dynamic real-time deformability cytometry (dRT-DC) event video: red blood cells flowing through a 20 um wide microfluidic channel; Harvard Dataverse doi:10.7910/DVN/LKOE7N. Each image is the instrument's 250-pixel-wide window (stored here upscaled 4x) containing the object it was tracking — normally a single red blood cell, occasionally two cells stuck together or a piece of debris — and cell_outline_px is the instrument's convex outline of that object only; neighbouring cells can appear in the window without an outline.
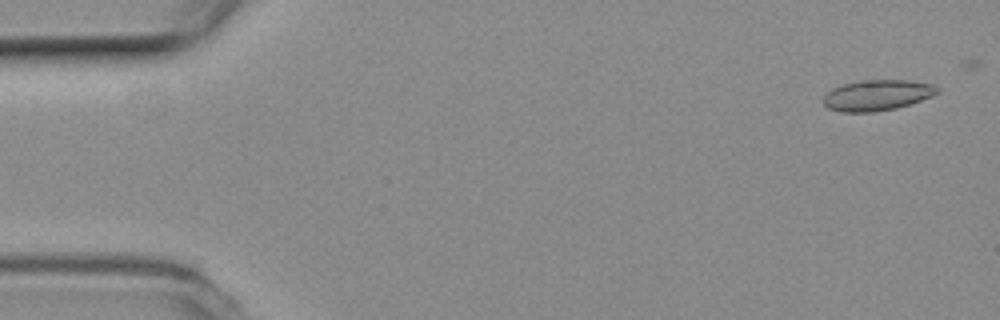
{"species": "common noctule bat (a hibernating species)", "species_latin": "Nyctalus noctula", "temperature_condition": "room temperature", "stored_images_in_passage": 49, "camera_frame_rate_fps": 3000, "um_per_image_px": 0.085, "animal": {"sex": "female", "body_mass_g": 19.3, "forearm_length_mm": 54.1}, "frame": {"image": 1, "passage_image": 1, "time_ms": 0.0, "image_size_px": [1000, 320], "cell_outline_px": [[936, 92], [932, 96], [896, 108], [872, 112], [840, 112], [828, 108], [824, 104], [824, 96], [832, 88], [844, 84], [860, 80], [908, 80], [932, 84], [936, 88]], "centroid_in_image_um": [74.5, 8.09], "position_along_channel_um": 10.5, "area_um2": 20.11}}
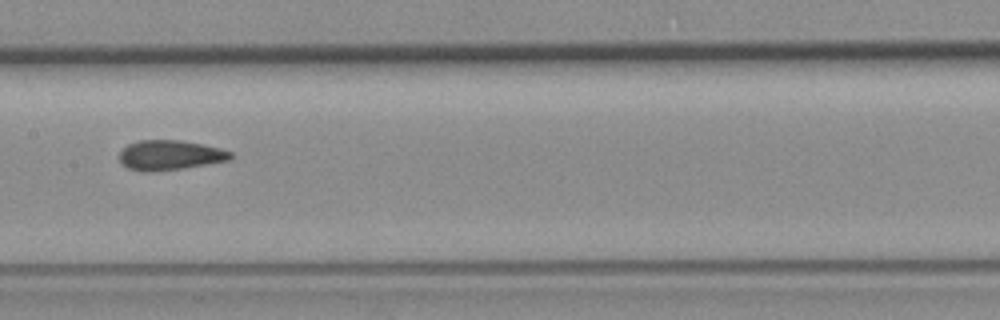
{"frame": {"image": 2, "passage_image": 25, "time_ms": 8.0, "image_size_px": [1000, 320], "cell_outline_px": [[236, 156], [228, 160], [156, 172], [144, 172], [128, 168], [120, 160], [120, 152], [128, 144], [140, 140], [180, 140], [220, 148], [232, 152]], "centroid_in_image_um": [14.45, 13.18], "position_along_channel_um": 193.0, "area_um2": 19.13}}
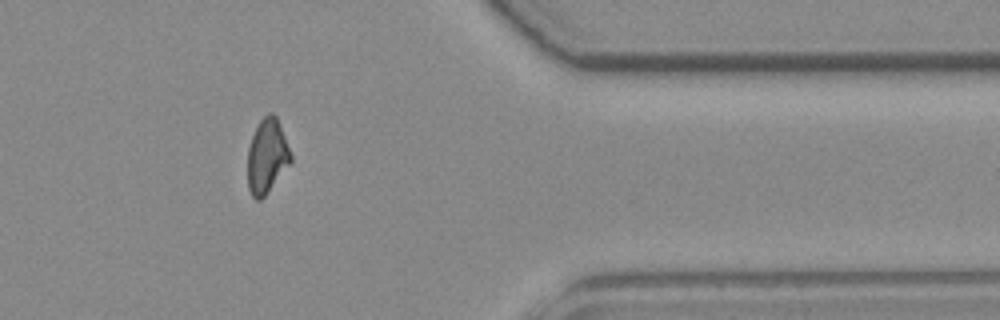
{"frame": {"image": 3, "passage_image": 42, "time_ms": 13.667, "image_size_px": [1000, 320], "cell_outline_px": [[292, 160], [264, 196], [260, 200], [256, 200], [252, 196], [248, 188], [248, 148], [252, 136], [260, 120], [268, 112], [272, 112], [276, 116], [292, 156]], "centroid_in_image_um": [22.68, 13.26], "position_along_channel_um": 388.7, "area_um2": 18.32}, "authors_computed_cell_mechanics": {"area_um2": 19.363, "velocity_mm_per_s": 3.8575, "shape_relaxation_time_tau1_ms": null, "shape_relaxation_time_tau2_ms": 2.0685, "deformation_change_tau1": null, "deformation_change_tau2": 0.0795}}